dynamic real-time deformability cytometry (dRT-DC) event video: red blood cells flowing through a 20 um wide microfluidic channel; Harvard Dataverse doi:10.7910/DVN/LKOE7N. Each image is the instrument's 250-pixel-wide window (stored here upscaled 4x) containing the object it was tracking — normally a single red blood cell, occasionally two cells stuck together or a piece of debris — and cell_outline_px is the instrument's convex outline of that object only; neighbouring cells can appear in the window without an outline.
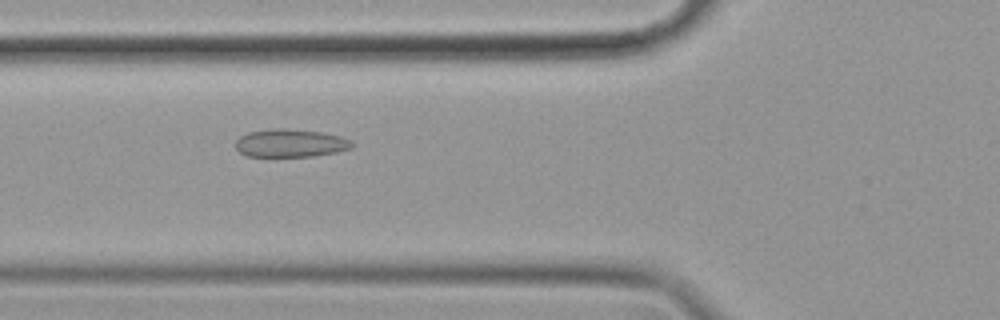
{"species": "common noctule bat (a hibernating species)", "species_latin": "Nyctalus noctula", "temperature_condition": "cold", "stored_images_in_passage": 54, "camera_frame_rate_fps": 3000, "um_per_image_px": 0.085, "animal": {"sex": "female", "body_mass_g": 19.9}, "frame": {"image": 1, "passage_image": 21, "time_ms": 6.667, "image_size_px": [1000, 320], "cell_outline_px": [[356, 144], [352, 148], [336, 152], [312, 156], [244, 156], [236, 148], [236, 140], [240, 136], [248, 132], [276, 128], [288, 128], [320, 132], [340, 136], [352, 140]], "centroid_in_image_um": [24.71, 12.16], "position_along_channel_um": 101.1, "area_um2": 19.07}}
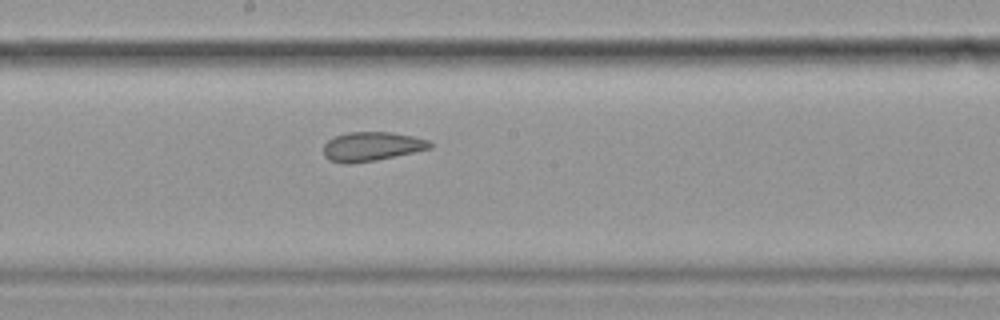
{"frame": {"image": 2, "passage_image": 31, "time_ms": 10.0, "image_size_px": [1000, 320], "cell_outline_px": [[432, 148], [376, 160], [352, 164], [344, 164], [328, 160], [324, 156], [324, 144], [328, 140], [336, 136], [348, 132], [392, 132], [412, 136], [428, 140], [432, 144]], "centroid_in_image_um": [31.57, 12.46], "position_along_channel_um": 216.6, "area_um2": 18.09}}
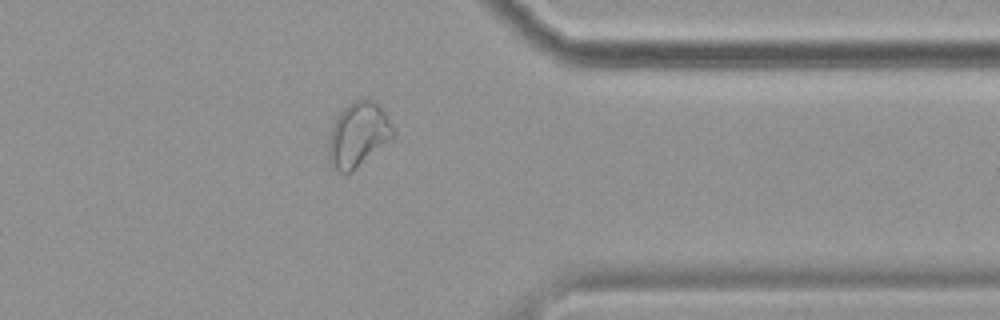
{"frame": {"image": 3, "passage_image": 46, "time_ms": 15.0, "image_size_px": [1000, 320], "cell_outline_px": [[396, 136], [352, 172], [340, 172], [332, 168], [328, 160], [328, 140], [332, 124], [340, 112], [348, 104], [356, 100], [376, 100], [388, 116], [396, 132]], "centroid_in_image_um": [30.46, 11.46], "position_along_channel_um": 380.9, "area_um2": 24.68}}